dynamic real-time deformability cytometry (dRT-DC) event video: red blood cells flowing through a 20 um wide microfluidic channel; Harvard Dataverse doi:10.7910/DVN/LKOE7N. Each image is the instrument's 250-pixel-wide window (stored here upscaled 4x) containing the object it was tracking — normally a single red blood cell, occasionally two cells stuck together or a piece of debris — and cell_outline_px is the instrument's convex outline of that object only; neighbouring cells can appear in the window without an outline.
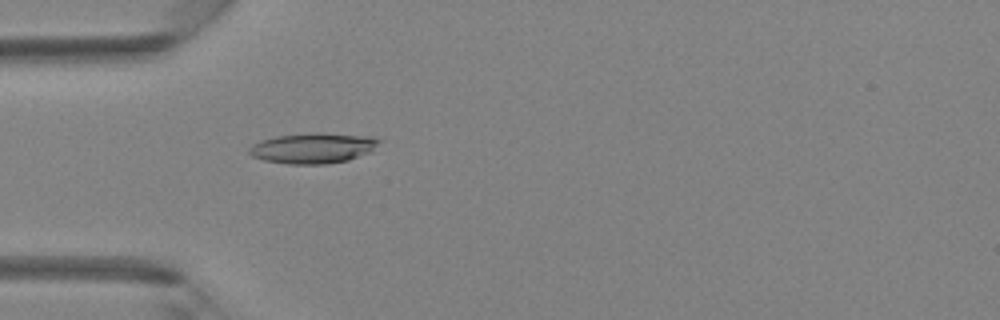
{"species": "Egyptian fruit bat (a non-hibernating species)", "species_latin": "Rousettus aegyptiacus", "temperature_condition": "room temperature", "stored_images_in_passage": 42, "camera_frame_rate_fps": 3000, "um_per_image_px": 0.085, "animal": {"sex": "female"}, "frame": {"image": 1, "passage_image": 13, "time_ms": 4.0, "image_size_px": [1000, 320], "cell_outline_px": [[384, 140], [372, 152], [348, 160], [328, 164], [288, 164], [264, 160], [252, 156], [248, 152], [248, 148], [252, 144], [260, 140], [276, 136], [372, 136]], "centroid_in_image_um": [26.62, 12.65], "position_along_channel_um": 58.4, "area_um2": 22.08}}
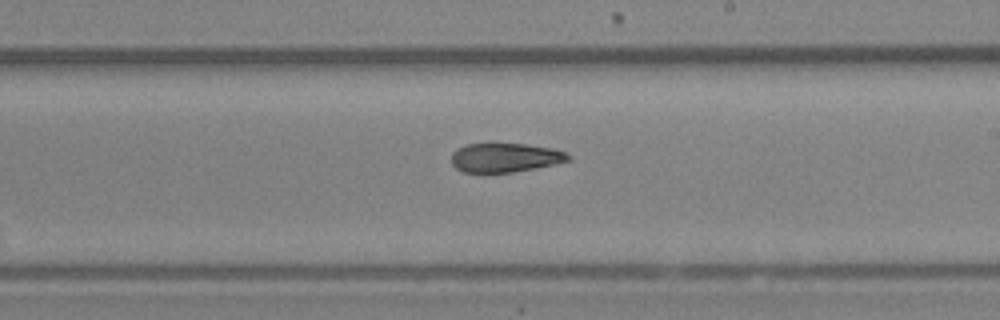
{"frame": {"image": 2, "passage_image": 25, "time_ms": 8.0, "image_size_px": [1000, 320], "cell_outline_px": [[572, 160], [556, 164], [536, 168], [512, 172], [464, 172], [456, 168], [452, 164], [452, 152], [468, 144], [524, 144], [552, 148], [564, 152], [572, 156]], "centroid_in_image_um": [42.98, 13.4], "position_along_channel_um": 246.0, "area_um2": 19.65}}
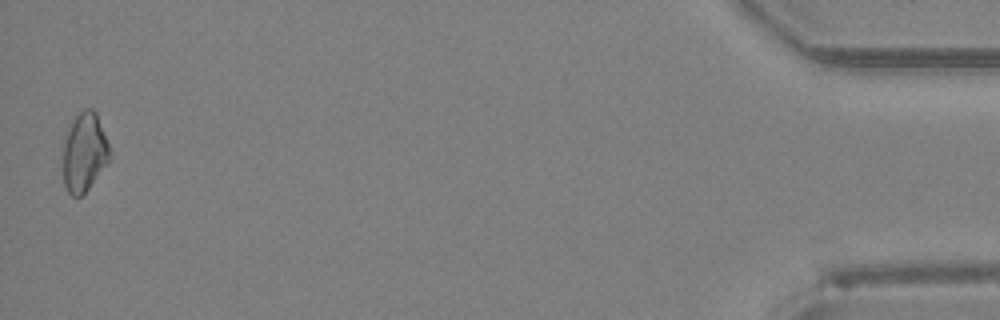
{"frame": {"image": 3, "passage_image": 42, "time_ms": 13.667, "image_size_px": [1000, 320], "cell_outline_px": [[112, 152], [108, 164], [88, 188], [80, 196], [72, 196], [68, 192], [64, 184], [60, 148], [68, 128], [72, 120], [84, 108], [92, 108], [96, 112]], "centroid_in_image_um": [7.14, 12.93], "position_along_channel_um": 428.1, "area_um2": 22.14}}